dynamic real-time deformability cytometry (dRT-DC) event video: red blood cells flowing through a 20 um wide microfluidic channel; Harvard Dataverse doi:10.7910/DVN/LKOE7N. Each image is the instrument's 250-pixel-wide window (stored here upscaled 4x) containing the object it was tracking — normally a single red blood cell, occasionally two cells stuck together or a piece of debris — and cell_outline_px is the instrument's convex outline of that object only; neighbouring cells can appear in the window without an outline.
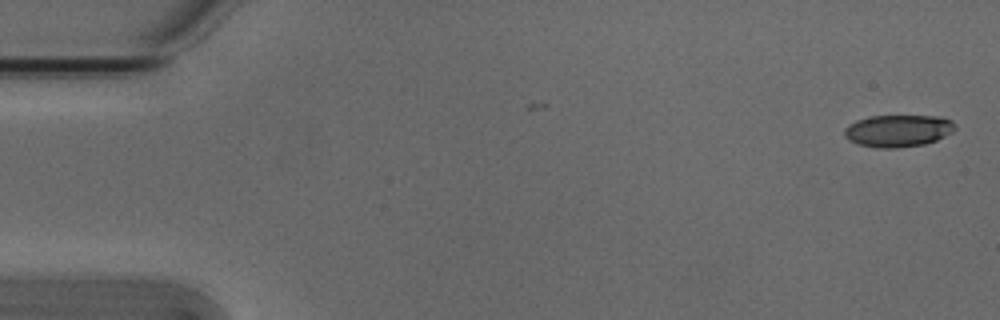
{"species": "Egyptian fruit bat (a non-hibernating species)", "species_latin": "Rousettus aegyptiacus", "temperature_condition": "cold", "stored_images_in_passage": 4, "camera_frame_rate_fps": 3000, "um_per_image_px": 0.085, "animal": {"sex": "male"}, "frame": {"image": 1, "passage_image": 1, "time_ms": 0.0, "image_size_px": [1000, 320], "cell_outline_px": [[956, 128], [952, 132], [936, 140], [924, 144], [896, 148], [880, 148], [856, 144], [848, 140], [844, 136], [844, 128], [848, 124], [856, 120], [868, 116], [944, 116], [952, 120], [956, 124]], "centroid_in_image_um": [76.33, 11.1], "position_along_channel_um": 8.7, "area_um2": 20.98}}